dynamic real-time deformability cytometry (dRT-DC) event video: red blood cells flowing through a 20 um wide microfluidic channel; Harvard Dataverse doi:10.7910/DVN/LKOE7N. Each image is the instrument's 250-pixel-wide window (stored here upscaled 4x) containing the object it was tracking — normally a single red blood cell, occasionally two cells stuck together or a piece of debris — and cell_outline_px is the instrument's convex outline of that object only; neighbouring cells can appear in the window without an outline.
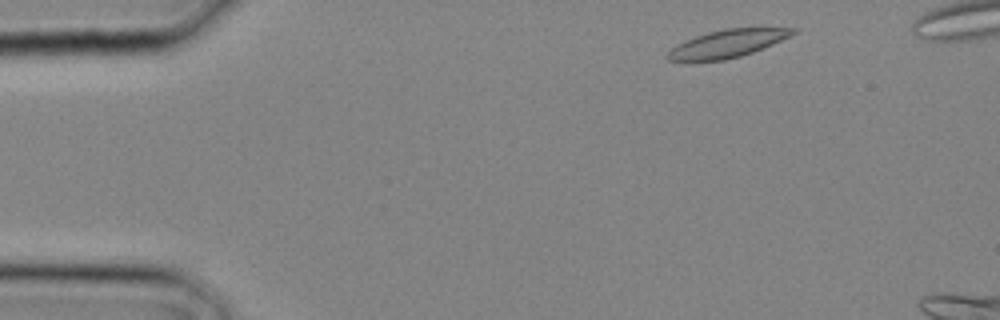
{"species": "common noctule bat (a hibernating species)", "species_latin": "Nyctalus noctula", "temperature_condition": "cold", "stored_images_in_passage": 7, "camera_frame_rate_fps": 3000, "um_per_image_px": 0.085, "animal": {"sex": "male", "body_mass_g": 20.4}, "frame": {"image": 1, "passage_image": 2, "time_ms": 0.333, "image_size_px": [1000, 320], "cell_outline_px": [[800, 32], [772, 44], [752, 52], [740, 56], [724, 60], [668, 60], [664, 56], [672, 48], [696, 36], [708, 32], [724, 28], [800, 28]], "centroid_in_image_um": [61.9, 3.69], "position_along_channel_um": 23.1, "area_um2": 19.88}}